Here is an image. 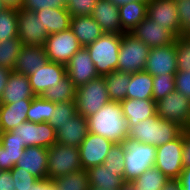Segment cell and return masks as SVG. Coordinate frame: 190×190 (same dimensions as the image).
<instances>
[{
    "label": "cell",
    "mask_w": 190,
    "mask_h": 190,
    "mask_svg": "<svg viewBox=\"0 0 190 190\" xmlns=\"http://www.w3.org/2000/svg\"><path fill=\"white\" fill-rule=\"evenodd\" d=\"M187 38L190 39V28L184 34Z\"/></svg>",
    "instance_id": "61"
},
{
    "label": "cell",
    "mask_w": 190,
    "mask_h": 190,
    "mask_svg": "<svg viewBox=\"0 0 190 190\" xmlns=\"http://www.w3.org/2000/svg\"><path fill=\"white\" fill-rule=\"evenodd\" d=\"M122 35L104 33L95 42L86 46L99 76L117 71Z\"/></svg>",
    "instance_id": "3"
},
{
    "label": "cell",
    "mask_w": 190,
    "mask_h": 190,
    "mask_svg": "<svg viewBox=\"0 0 190 190\" xmlns=\"http://www.w3.org/2000/svg\"><path fill=\"white\" fill-rule=\"evenodd\" d=\"M23 44L19 37L0 42V67L13 71Z\"/></svg>",
    "instance_id": "36"
},
{
    "label": "cell",
    "mask_w": 190,
    "mask_h": 190,
    "mask_svg": "<svg viewBox=\"0 0 190 190\" xmlns=\"http://www.w3.org/2000/svg\"><path fill=\"white\" fill-rule=\"evenodd\" d=\"M183 133L176 139L156 147L155 167L169 180L178 179L183 167L182 161Z\"/></svg>",
    "instance_id": "8"
},
{
    "label": "cell",
    "mask_w": 190,
    "mask_h": 190,
    "mask_svg": "<svg viewBox=\"0 0 190 190\" xmlns=\"http://www.w3.org/2000/svg\"><path fill=\"white\" fill-rule=\"evenodd\" d=\"M120 103L129 130L139 122L157 114L156 102L154 100L126 98Z\"/></svg>",
    "instance_id": "24"
},
{
    "label": "cell",
    "mask_w": 190,
    "mask_h": 190,
    "mask_svg": "<svg viewBox=\"0 0 190 190\" xmlns=\"http://www.w3.org/2000/svg\"><path fill=\"white\" fill-rule=\"evenodd\" d=\"M40 19L43 28L48 32V35L62 32L70 28L71 14L66 7L41 9L35 12Z\"/></svg>",
    "instance_id": "27"
},
{
    "label": "cell",
    "mask_w": 190,
    "mask_h": 190,
    "mask_svg": "<svg viewBox=\"0 0 190 190\" xmlns=\"http://www.w3.org/2000/svg\"><path fill=\"white\" fill-rule=\"evenodd\" d=\"M177 71L190 72V39L179 35L175 40Z\"/></svg>",
    "instance_id": "42"
},
{
    "label": "cell",
    "mask_w": 190,
    "mask_h": 190,
    "mask_svg": "<svg viewBox=\"0 0 190 190\" xmlns=\"http://www.w3.org/2000/svg\"><path fill=\"white\" fill-rule=\"evenodd\" d=\"M55 133L57 143L79 147L89 133L87 118L77 114L75 117L69 118Z\"/></svg>",
    "instance_id": "21"
},
{
    "label": "cell",
    "mask_w": 190,
    "mask_h": 190,
    "mask_svg": "<svg viewBox=\"0 0 190 190\" xmlns=\"http://www.w3.org/2000/svg\"><path fill=\"white\" fill-rule=\"evenodd\" d=\"M35 96L31 89L29 77L11 71L7 85L0 98V104L16 103L21 100H33Z\"/></svg>",
    "instance_id": "22"
},
{
    "label": "cell",
    "mask_w": 190,
    "mask_h": 190,
    "mask_svg": "<svg viewBox=\"0 0 190 190\" xmlns=\"http://www.w3.org/2000/svg\"><path fill=\"white\" fill-rule=\"evenodd\" d=\"M48 62L44 46H23L18 54L13 71L24 75H31Z\"/></svg>",
    "instance_id": "23"
},
{
    "label": "cell",
    "mask_w": 190,
    "mask_h": 190,
    "mask_svg": "<svg viewBox=\"0 0 190 190\" xmlns=\"http://www.w3.org/2000/svg\"><path fill=\"white\" fill-rule=\"evenodd\" d=\"M121 190H134L128 183H125L122 187Z\"/></svg>",
    "instance_id": "57"
},
{
    "label": "cell",
    "mask_w": 190,
    "mask_h": 190,
    "mask_svg": "<svg viewBox=\"0 0 190 190\" xmlns=\"http://www.w3.org/2000/svg\"><path fill=\"white\" fill-rule=\"evenodd\" d=\"M97 0H70L66 9L74 16H92Z\"/></svg>",
    "instance_id": "43"
},
{
    "label": "cell",
    "mask_w": 190,
    "mask_h": 190,
    "mask_svg": "<svg viewBox=\"0 0 190 190\" xmlns=\"http://www.w3.org/2000/svg\"><path fill=\"white\" fill-rule=\"evenodd\" d=\"M103 77L110 101L121 102L122 100H125L131 79V73L114 71Z\"/></svg>",
    "instance_id": "31"
},
{
    "label": "cell",
    "mask_w": 190,
    "mask_h": 190,
    "mask_svg": "<svg viewBox=\"0 0 190 190\" xmlns=\"http://www.w3.org/2000/svg\"><path fill=\"white\" fill-rule=\"evenodd\" d=\"M82 169L79 147L54 143L48 148V178L55 179Z\"/></svg>",
    "instance_id": "7"
},
{
    "label": "cell",
    "mask_w": 190,
    "mask_h": 190,
    "mask_svg": "<svg viewBox=\"0 0 190 190\" xmlns=\"http://www.w3.org/2000/svg\"><path fill=\"white\" fill-rule=\"evenodd\" d=\"M10 170L0 171V190H16Z\"/></svg>",
    "instance_id": "50"
},
{
    "label": "cell",
    "mask_w": 190,
    "mask_h": 190,
    "mask_svg": "<svg viewBox=\"0 0 190 190\" xmlns=\"http://www.w3.org/2000/svg\"><path fill=\"white\" fill-rule=\"evenodd\" d=\"M65 66L67 75L77 88L99 77L86 47H81Z\"/></svg>",
    "instance_id": "16"
},
{
    "label": "cell",
    "mask_w": 190,
    "mask_h": 190,
    "mask_svg": "<svg viewBox=\"0 0 190 190\" xmlns=\"http://www.w3.org/2000/svg\"><path fill=\"white\" fill-rule=\"evenodd\" d=\"M18 37V10L6 8L0 13V42Z\"/></svg>",
    "instance_id": "37"
},
{
    "label": "cell",
    "mask_w": 190,
    "mask_h": 190,
    "mask_svg": "<svg viewBox=\"0 0 190 190\" xmlns=\"http://www.w3.org/2000/svg\"><path fill=\"white\" fill-rule=\"evenodd\" d=\"M16 190H57L55 182L50 178L38 179L32 187Z\"/></svg>",
    "instance_id": "48"
},
{
    "label": "cell",
    "mask_w": 190,
    "mask_h": 190,
    "mask_svg": "<svg viewBox=\"0 0 190 190\" xmlns=\"http://www.w3.org/2000/svg\"><path fill=\"white\" fill-rule=\"evenodd\" d=\"M175 90V74L153 76V100L155 102Z\"/></svg>",
    "instance_id": "41"
},
{
    "label": "cell",
    "mask_w": 190,
    "mask_h": 190,
    "mask_svg": "<svg viewBox=\"0 0 190 190\" xmlns=\"http://www.w3.org/2000/svg\"><path fill=\"white\" fill-rule=\"evenodd\" d=\"M113 142L94 133H88L79 146L82 169L104 164Z\"/></svg>",
    "instance_id": "13"
},
{
    "label": "cell",
    "mask_w": 190,
    "mask_h": 190,
    "mask_svg": "<svg viewBox=\"0 0 190 190\" xmlns=\"http://www.w3.org/2000/svg\"><path fill=\"white\" fill-rule=\"evenodd\" d=\"M5 9H6V7H5V5L3 4V1L0 0V13H1L3 10H5Z\"/></svg>",
    "instance_id": "60"
},
{
    "label": "cell",
    "mask_w": 190,
    "mask_h": 190,
    "mask_svg": "<svg viewBox=\"0 0 190 190\" xmlns=\"http://www.w3.org/2000/svg\"><path fill=\"white\" fill-rule=\"evenodd\" d=\"M48 148L27 146L15 167L22 168L37 179L48 178Z\"/></svg>",
    "instance_id": "19"
},
{
    "label": "cell",
    "mask_w": 190,
    "mask_h": 190,
    "mask_svg": "<svg viewBox=\"0 0 190 190\" xmlns=\"http://www.w3.org/2000/svg\"><path fill=\"white\" fill-rule=\"evenodd\" d=\"M32 100L0 104V132H8L27 121V112Z\"/></svg>",
    "instance_id": "25"
},
{
    "label": "cell",
    "mask_w": 190,
    "mask_h": 190,
    "mask_svg": "<svg viewBox=\"0 0 190 190\" xmlns=\"http://www.w3.org/2000/svg\"><path fill=\"white\" fill-rule=\"evenodd\" d=\"M12 179L15 182V189H25L32 187V185L38 180L32 176L29 172L22 168L13 167L11 170Z\"/></svg>",
    "instance_id": "44"
},
{
    "label": "cell",
    "mask_w": 190,
    "mask_h": 190,
    "mask_svg": "<svg viewBox=\"0 0 190 190\" xmlns=\"http://www.w3.org/2000/svg\"><path fill=\"white\" fill-rule=\"evenodd\" d=\"M177 180L179 181L182 190H190V167L184 168Z\"/></svg>",
    "instance_id": "51"
},
{
    "label": "cell",
    "mask_w": 190,
    "mask_h": 190,
    "mask_svg": "<svg viewBox=\"0 0 190 190\" xmlns=\"http://www.w3.org/2000/svg\"><path fill=\"white\" fill-rule=\"evenodd\" d=\"M176 90L190 99V72L177 71L175 74Z\"/></svg>",
    "instance_id": "47"
},
{
    "label": "cell",
    "mask_w": 190,
    "mask_h": 190,
    "mask_svg": "<svg viewBox=\"0 0 190 190\" xmlns=\"http://www.w3.org/2000/svg\"><path fill=\"white\" fill-rule=\"evenodd\" d=\"M6 8L20 10L23 5V0H2Z\"/></svg>",
    "instance_id": "54"
},
{
    "label": "cell",
    "mask_w": 190,
    "mask_h": 190,
    "mask_svg": "<svg viewBox=\"0 0 190 190\" xmlns=\"http://www.w3.org/2000/svg\"><path fill=\"white\" fill-rule=\"evenodd\" d=\"M75 101H68L64 103L55 104V112L52 118L49 119L48 123L56 131L59 127L63 126L69 118L77 115Z\"/></svg>",
    "instance_id": "40"
},
{
    "label": "cell",
    "mask_w": 190,
    "mask_h": 190,
    "mask_svg": "<svg viewBox=\"0 0 190 190\" xmlns=\"http://www.w3.org/2000/svg\"><path fill=\"white\" fill-rule=\"evenodd\" d=\"M106 169L117 171L118 176L124 178L125 169V145L124 143H114L105 158Z\"/></svg>",
    "instance_id": "39"
},
{
    "label": "cell",
    "mask_w": 190,
    "mask_h": 190,
    "mask_svg": "<svg viewBox=\"0 0 190 190\" xmlns=\"http://www.w3.org/2000/svg\"><path fill=\"white\" fill-rule=\"evenodd\" d=\"M66 75L65 65L49 61L34 74L27 76L33 93L36 96H41L49 87L57 85Z\"/></svg>",
    "instance_id": "18"
},
{
    "label": "cell",
    "mask_w": 190,
    "mask_h": 190,
    "mask_svg": "<svg viewBox=\"0 0 190 190\" xmlns=\"http://www.w3.org/2000/svg\"><path fill=\"white\" fill-rule=\"evenodd\" d=\"M113 3H116L118 6L128 3V2H134L137 0H111Z\"/></svg>",
    "instance_id": "56"
},
{
    "label": "cell",
    "mask_w": 190,
    "mask_h": 190,
    "mask_svg": "<svg viewBox=\"0 0 190 190\" xmlns=\"http://www.w3.org/2000/svg\"><path fill=\"white\" fill-rule=\"evenodd\" d=\"M61 1H62L65 5H67L70 0H61Z\"/></svg>",
    "instance_id": "62"
},
{
    "label": "cell",
    "mask_w": 190,
    "mask_h": 190,
    "mask_svg": "<svg viewBox=\"0 0 190 190\" xmlns=\"http://www.w3.org/2000/svg\"><path fill=\"white\" fill-rule=\"evenodd\" d=\"M81 47L77 37L70 28L62 32L50 34L44 44L48 60L63 65H66Z\"/></svg>",
    "instance_id": "9"
},
{
    "label": "cell",
    "mask_w": 190,
    "mask_h": 190,
    "mask_svg": "<svg viewBox=\"0 0 190 190\" xmlns=\"http://www.w3.org/2000/svg\"><path fill=\"white\" fill-rule=\"evenodd\" d=\"M55 112V103L43 99L41 96H35L27 112V121L33 123L48 122Z\"/></svg>",
    "instance_id": "35"
},
{
    "label": "cell",
    "mask_w": 190,
    "mask_h": 190,
    "mask_svg": "<svg viewBox=\"0 0 190 190\" xmlns=\"http://www.w3.org/2000/svg\"><path fill=\"white\" fill-rule=\"evenodd\" d=\"M0 144L9 155V170H11L19 158L23 155L26 146L21 143L10 131L0 132Z\"/></svg>",
    "instance_id": "38"
},
{
    "label": "cell",
    "mask_w": 190,
    "mask_h": 190,
    "mask_svg": "<svg viewBox=\"0 0 190 190\" xmlns=\"http://www.w3.org/2000/svg\"><path fill=\"white\" fill-rule=\"evenodd\" d=\"M89 190H109V189L108 188L104 189L103 187L102 188H97V187L90 186ZM110 190H115V189H110Z\"/></svg>",
    "instance_id": "58"
},
{
    "label": "cell",
    "mask_w": 190,
    "mask_h": 190,
    "mask_svg": "<svg viewBox=\"0 0 190 190\" xmlns=\"http://www.w3.org/2000/svg\"><path fill=\"white\" fill-rule=\"evenodd\" d=\"M184 131H185L186 133H190V119H189V122L187 123V125H186Z\"/></svg>",
    "instance_id": "59"
},
{
    "label": "cell",
    "mask_w": 190,
    "mask_h": 190,
    "mask_svg": "<svg viewBox=\"0 0 190 190\" xmlns=\"http://www.w3.org/2000/svg\"><path fill=\"white\" fill-rule=\"evenodd\" d=\"M21 143L27 146L50 148L56 140L54 128L48 122L26 121L10 131Z\"/></svg>",
    "instance_id": "10"
},
{
    "label": "cell",
    "mask_w": 190,
    "mask_h": 190,
    "mask_svg": "<svg viewBox=\"0 0 190 190\" xmlns=\"http://www.w3.org/2000/svg\"><path fill=\"white\" fill-rule=\"evenodd\" d=\"M136 39L141 40L150 48L162 47L173 43L176 38L163 26L146 17L131 32Z\"/></svg>",
    "instance_id": "17"
},
{
    "label": "cell",
    "mask_w": 190,
    "mask_h": 190,
    "mask_svg": "<svg viewBox=\"0 0 190 190\" xmlns=\"http://www.w3.org/2000/svg\"><path fill=\"white\" fill-rule=\"evenodd\" d=\"M89 132L113 143H124L129 129L120 102L109 101L98 112L87 117Z\"/></svg>",
    "instance_id": "1"
},
{
    "label": "cell",
    "mask_w": 190,
    "mask_h": 190,
    "mask_svg": "<svg viewBox=\"0 0 190 190\" xmlns=\"http://www.w3.org/2000/svg\"><path fill=\"white\" fill-rule=\"evenodd\" d=\"M70 29L82 47L90 45L104 34L100 25L92 16L71 17Z\"/></svg>",
    "instance_id": "26"
},
{
    "label": "cell",
    "mask_w": 190,
    "mask_h": 190,
    "mask_svg": "<svg viewBox=\"0 0 190 190\" xmlns=\"http://www.w3.org/2000/svg\"><path fill=\"white\" fill-rule=\"evenodd\" d=\"M168 181L169 179L154 166L128 184L134 190H162Z\"/></svg>",
    "instance_id": "33"
},
{
    "label": "cell",
    "mask_w": 190,
    "mask_h": 190,
    "mask_svg": "<svg viewBox=\"0 0 190 190\" xmlns=\"http://www.w3.org/2000/svg\"><path fill=\"white\" fill-rule=\"evenodd\" d=\"M183 167H190V133L183 132V149H182Z\"/></svg>",
    "instance_id": "49"
},
{
    "label": "cell",
    "mask_w": 190,
    "mask_h": 190,
    "mask_svg": "<svg viewBox=\"0 0 190 190\" xmlns=\"http://www.w3.org/2000/svg\"><path fill=\"white\" fill-rule=\"evenodd\" d=\"M110 101L103 76L90 80L77 88L75 103L77 113L89 117Z\"/></svg>",
    "instance_id": "5"
},
{
    "label": "cell",
    "mask_w": 190,
    "mask_h": 190,
    "mask_svg": "<svg viewBox=\"0 0 190 190\" xmlns=\"http://www.w3.org/2000/svg\"><path fill=\"white\" fill-rule=\"evenodd\" d=\"M53 181L57 190H89L90 188L88 171L84 169L59 176Z\"/></svg>",
    "instance_id": "34"
},
{
    "label": "cell",
    "mask_w": 190,
    "mask_h": 190,
    "mask_svg": "<svg viewBox=\"0 0 190 190\" xmlns=\"http://www.w3.org/2000/svg\"><path fill=\"white\" fill-rule=\"evenodd\" d=\"M184 132V128L174 122L163 120L156 115L139 122L129 130L128 140L159 147Z\"/></svg>",
    "instance_id": "2"
},
{
    "label": "cell",
    "mask_w": 190,
    "mask_h": 190,
    "mask_svg": "<svg viewBox=\"0 0 190 190\" xmlns=\"http://www.w3.org/2000/svg\"><path fill=\"white\" fill-rule=\"evenodd\" d=\"M144 71L152 76L176 74L177 56L175 41L162 47L150 48Z\"/></svg>",
    "instance_id": "15"
},
{
    "label": "cell",
    "mask_w": 190,
    "mask_h": 190,
    "mask_svg": "<svg viewBox=\"0 0 190 190\" xmlns=\"http://www.w3.org/2000/svg\"><path fill=\"white\" fill-rule=\"evenodd\" d=\"M147 17L163 26L175 38L184 35L175 0H148Z\"/></svg>",
    "instance_id": "12"
},
{
    "label": "cell",
    "mask_w": 190,
    "mask_h": 190,
    "mask_svg": "<svg viewBox=\"0 0 190 190\" xmlns=\"http://www.w3.org/2000/svg\"><path fill=\"white\" fill-rule=\"evenodd\" d=\"M66 5L61 0H23L22 9L36 12L41 9L62 8Z\"/></svg>",
    "instance_id": "45"
},
{
    "label": "cell",
    "mask_w": 190,
    "mask_h": 190,
    "mask_svg": "<svg viewBox=\"0 0 190 190\" xmlns=\"http://www.w3.org/2000/svg\"><path fill=\"white\" fill-rule=\"evenodd\" d=\"M148 0H137L119 6L121 29L130 33L147 17Z\"/></svg>",
    "instance_id": "28"
},
{
    "label": "cell",
    "mask_w": 190,
    "mask_h": 190,
    "mask_svg": "<svg viewBox=\"0 0 190 190\" xmlns=\"http://www.w3.org/2000/svg\"><path fill=\"white\" fill-rule=\"evenodd\" d=\"M180 24L185 32L190 28V0H175Z\"/></svg>",
    "instance_id": "46"
},
{
    "label": "cell",
    "mask_w": 190,
    "mask_h": 190,
    "mask_svg": "<svg viewBox=\"0 0 190 190\" xmlns=\"http://www.w3.org/2000/svg\"><path fill=\"white\" fill-rule=\"evenodd\" d=\"M48 36L35 12L18 10V37L23 46H44Z\"/></svg>",
    "instance_id": "14"
},
{
    "label": "cell",
    "mask_w": 190,
    "mask_h": 190,
    "mask_svg": "<svg viewBox=\"0 0 190 190\" xmlns=\"http://www.w3.org/2000/svg\"><path fill=\"white\" fill-rule=\"evenodd\" d=\"M10 73H11V70L4 68V67H0V98L7 85V80H8Z\"/></svg>",
    "instance_id": "52"
},
{
    "label": "cell",
    "mask_w": 190,
    "mask_h": 190,
    "mask_svg": "<svg viewBox=\"0 0 190 190\" xmlns=\"http://www.w3.org/2000/svg\"><path fill=\"white\" fill-rule=\"evenodd\" d=\"M90 186L104 189L121 190L126 183L122 176L117 175V171L106 169L104 164L93 166L88 170Z\"/></svg>",
    "instance_id": "29"
},
{
    "label": "cell",
    "mask_w": 190,
    "mask_h": 190,
    "mask_svg": "<svg viewBox=\"0 0 190 190\" xmlns=\"http://www.w3.org/2000/svg\"><path fill=\"white\" fill-rule=\"evenodd\" d=\"M9 170V155L0 144V171Z\"/></svg>",
    "instance_id": "53"
},
{
    "label": "cell",
    "mask_w": 190,
    "mask_h": 190,
    "mask_svg": "<svg viewBox=\"0 0 190 190\" xmlns=\"http://www.w3.org/2000/svg\"><path fill=\"white\" fill-rule=\"evenodd\" d=\"M126 98L153 100V76L146 71L132 73Z\"/></svg>",
    "instance_id": "30"
},
{
    "label": "cell",
    "mask_w": 190,
    "mask_h": 190,
    "mask_svg": "<svg viewBox=\"0 0 190 190\" xmlns=\"http://www.w3.org/2000/svg\"><path fill=\"white\" fill-rule=\"evenodd\" d=\"M149 52L150 47L141 40L130 33L122 34L117 71L131 74L144 71Z\"/></svg>",
    "instance_id": "6"
},
{
    "label": "cell",
    "mask_w": 190,
    "mask_h": 190,
    "mask_svg": "<svg viewBox=\"0 0 190 190\" xmlns=\"http://www.w3.org/2000/svg\"><path fill=\"white\" fill-rule=\"evenodd\" d=\"M157 116L184 129L190 119V99L177 90L156 102Z\"/></svg>",
    "instance_id": "11"
},
{
    "label": "cell",
    "mask_w": 190,
    "mask_h": 190,
    "mask_svg": "<svg viewBox=\"0 0 190 190\" xmlns=\"http://www.w3.org/2000/svg\"><path fill=\"white\" fill-rule=\"evenodd\" d=\"M124 181L132 182L142 175L148 168L154 167L156 160V146L126 140Z\"/></svg>",
    "instance_id": "4"
},
{
    "label": "cell",
    "mask_w": 190,
    "mask_h": 190,
    "mask_svg": "<svg viewBox=\"0 0 190 190\" xmlns=\"http://www.w3.org/2000/svg\"><path fill=\"white\" fill-rule=\"evenodd\" d=\"M77 87L73 84L68 75L58 82L54 87H49L41 97L52 103H64L75 101Z\"/></svg>",
    "instance_id": "32"
},
{
    "label": "cell",
    "mask_w": 190,
    "mask_h": 190,
    "mask_svg": "<svg viewBox=\"0 0 190 190\" xmlns=\"http://www.w3.org/2000/svg\"><path fill=\"white\" fill-rule=\"evenodd\" d=\"M92 17L104 33L124 34L121 29L119 6L111 0H97Z\"/></svg>",
    "instance_id": "20"
},
{
    "label": "cell",
    "mask_w": 190,
    "mask_h": 190,
    "mask_svg": "<svg viewBox=\"0 0 190 190\" xmlns=\"http://www.w3.org/2000/svg\"><path fill=\"white\" fill-rule=\"evenodd\" d=\"M162 190H182L181 185L177 179L169 180Z\"/></svg>",
    "instance_id": "55"
}]
</instances>
